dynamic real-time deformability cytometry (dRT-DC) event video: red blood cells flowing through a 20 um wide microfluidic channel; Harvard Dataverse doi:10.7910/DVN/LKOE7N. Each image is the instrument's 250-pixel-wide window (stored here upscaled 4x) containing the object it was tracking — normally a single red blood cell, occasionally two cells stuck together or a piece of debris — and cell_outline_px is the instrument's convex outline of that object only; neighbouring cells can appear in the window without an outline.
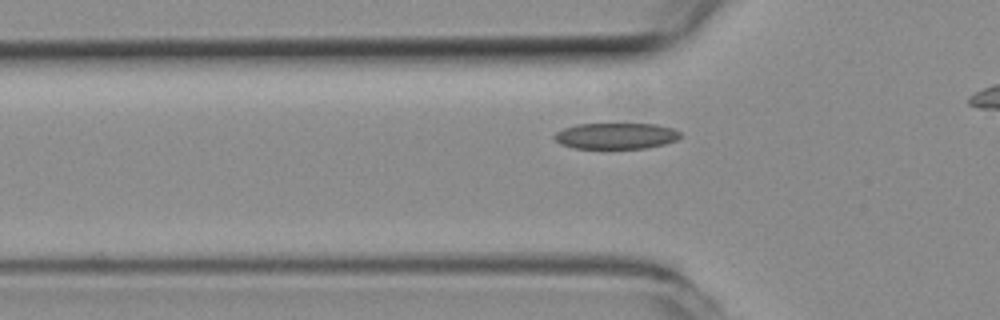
{"species": "common noctule bat (a hibernating species)", "species_latin": "Nyctalus noctula", "temperature_condition": "room temperature", "stored_images_in_passage": 36, "camera_frame_rate_fps": 3000, "um_per_image_px": 0.085, "animal": {"sex": "female", "body_mass_g": 19.3, "forearm_length_mm": 54.1}, "frame": {"image": 1, "passage_image": 10, "time_ms": 3.0, "image_size_px": [1000, 320], "cell_outline_px": [[684, 136], [676, 140], [664, 144], [644, 148], [572, 148], [560, 144], [552, 136], [556, 132], [564, 128], [576, 124], [656, 124], [672, 128], [680, 132]], "centroid_in_image_um": [52.36, 11.55], "position_along_channel_um": 73.4, "area_um2": 19.19}}
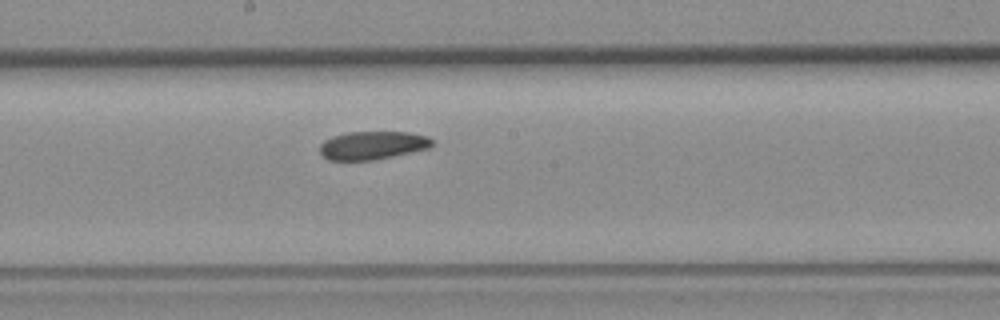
{"frame": {"image": 2, "passage_image": 21, "time_ms": 6.667, "image_size_px": [1000, 320], "cell_outline_px": [[432, 144], [428, 148], [392, 156], [372, 160], [328, 160], [320, 152], [320, 144], [324, 140], [332, 136], [348, 132], [408, 132], [428, 136], [432, 140]], "centroid_in_image_um": [31.63, 12.34], "position_along_channel_um": 216.6, "area_um2": 18.32}}
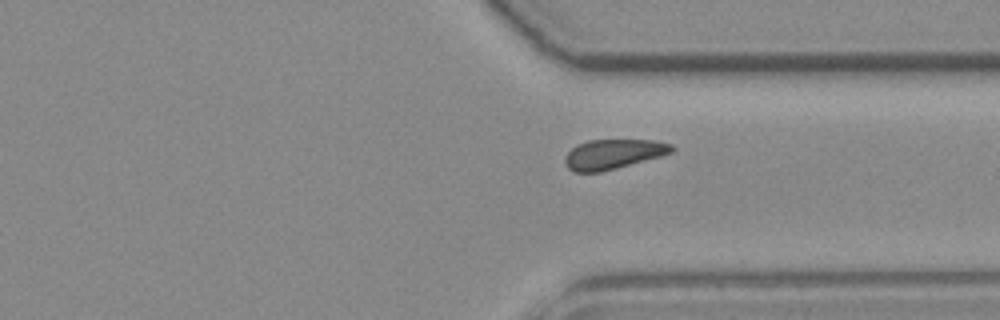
{"frame": {"image": 3, "passage_image": 32, "time_ms": 10.333, "image_size_px": [1000, 320], "cell_outline_px": [[676, 148], [672, 152], [660, 156], [616, 168], [600, 172], [572, 172], [564, 164], [564, 156], [572, 148], [588, 140], [652, 140], [672, 144]], "centroid_in_image_um": [52.1, 13.1], "position_along_channel_um": 359.3, "area_um2": 18.44}}